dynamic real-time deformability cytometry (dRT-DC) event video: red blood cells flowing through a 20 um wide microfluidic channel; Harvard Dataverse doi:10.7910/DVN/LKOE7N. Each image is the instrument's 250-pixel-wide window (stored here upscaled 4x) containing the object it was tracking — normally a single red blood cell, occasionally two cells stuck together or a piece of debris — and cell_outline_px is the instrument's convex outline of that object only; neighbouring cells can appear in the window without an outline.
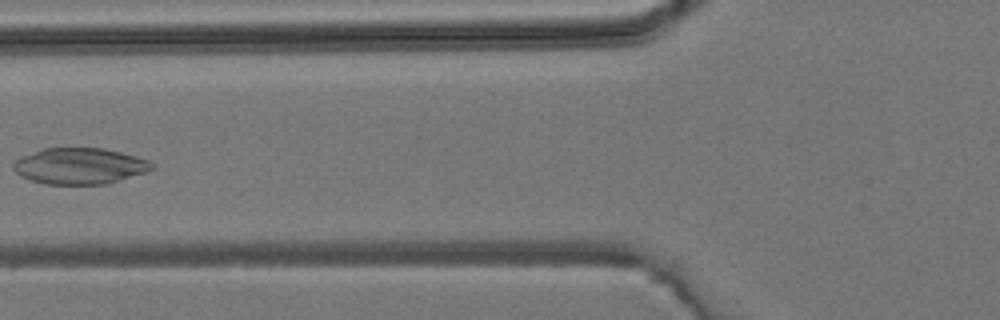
{"species": "common noctule bat (a hibernating species)", "species_latin": "Nyctalus noctula", "temperature_condition": "room temperature", "stored_images_in_passage": 6, "camera_frame_rate_fps": 3000, "um_per_image_px": 0.085, "animal": {"sex": "male", "body_mass_g": 19.2, "forearm_length_mm": 51.8}, "frame": {"image": 1, "passage_image": 6, "time_ms": 5.667, "image_size_px": [1000, 320], "cell_outline_px": [[152, 168], [144, 172], [108, 184], [44, 184], [20, 176], [12, 168], [12, 164], [16, 160], [24, 156], [44, 148], [104, 148], [136, 156], [148, 160], [152, 164]], "centroid_in_image_um": [6.75, 14.11], "position_along_channel_um": 119.1, "area_um2": 28.9}}